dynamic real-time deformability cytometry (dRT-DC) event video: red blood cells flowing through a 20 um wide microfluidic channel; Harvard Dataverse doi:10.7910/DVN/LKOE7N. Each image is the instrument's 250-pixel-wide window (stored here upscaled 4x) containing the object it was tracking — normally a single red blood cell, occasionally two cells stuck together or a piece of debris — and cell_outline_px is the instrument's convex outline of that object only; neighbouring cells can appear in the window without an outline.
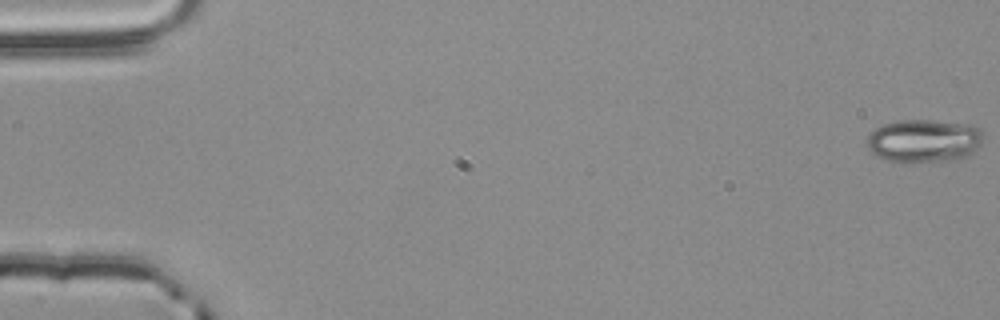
{"species": "common noctule bat (a hibernating species)", "species_latin": "Nyctalus noctula", "temperature_condition": "room temperature", "stored_images_in_passage": 55, "camera_frame_rate_fps": 3000, "um_per_image_px": 0.085, "animal": {"sex": "male", "body_mass_g": 20.4}, "frame": {"image": 1, "passage_image": 1, "time_ms": 0.0, "image_size_px": [1000, 320], "cell_outline_px": [[984, 136], [980, 144], [968, 156], [956, 160], [884, 160], [876, 156], [868, 148], [868, 136], [876, 128], [884, 124], [896, 120], [928, 120], [972, 124], [980, 128], [984, 132]], "centroid_in_image_um": [78.58, 11.93], "position_along_channel_um": 6.4, "area_um2": 28.84}}
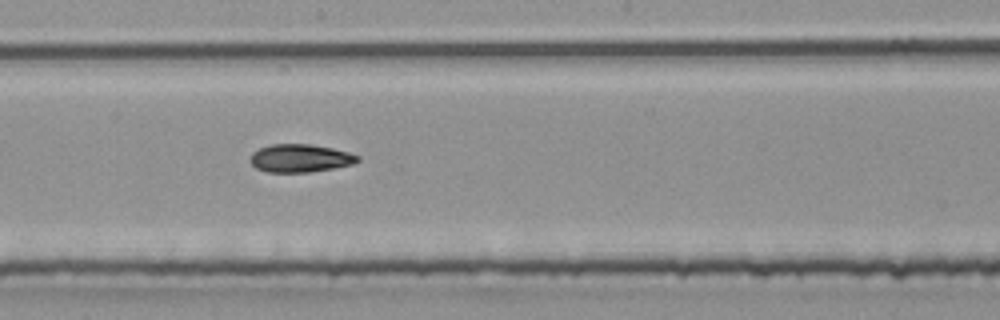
{"frame": {"image": 2, "passage_image": 31, "time_ms": 10.0, "image_size_px": [1000, 320], "cell_outline_px": [[360, 160], [352, 164], [332, 168], [308, 172], [268, 172], [256, 168], [248, 160], [248, 156], [252, 152], [260, 148], [272, 144], [312, 144], [332, 148], [348, 152], [360, 156]], "centroid_in_image_um": [25.48, 13.44], "position_along_channel_um": 222.7, "area_um2": 17.57}}
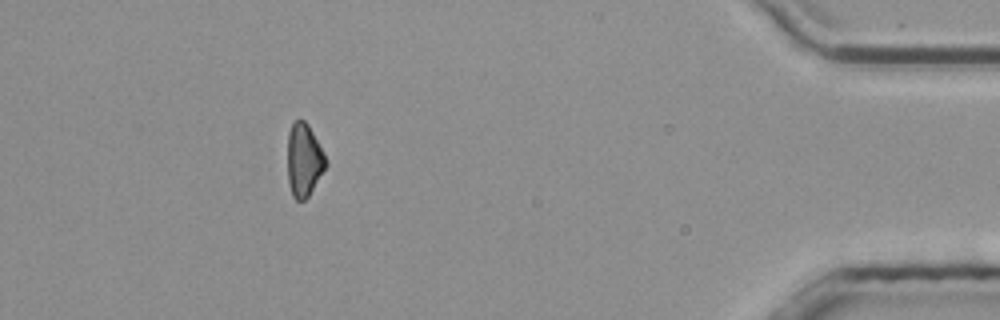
{"frame": {"image": 3, "passage_image": 50, "time_ms": 16.333, "image_size_px": [1000, 320], "cell_outline_px": [[328, 164], [308, 196], [304, 200], [296, 200], [292, 196], [288, 180], [288, 132], [292, 124], [296, 120], [304, 120], [308, 124], [324, 152], [328, 160]], "centroid_in_image_um": [25.85, 13.6], "position_along_channel_um": 409.4, "area_um2": 16.3}, "authors_computed_cell_mechanics": {"area_um2": 17.7446, "velocity_mm_per_s": 3.8736, "shape_relaxation_time_tau1_ms": null, "shape_relaxation_time_tau2_ms": 7.0217, "deformation_change_tau1": null, "deformation_change_tau2": 0.1353}}